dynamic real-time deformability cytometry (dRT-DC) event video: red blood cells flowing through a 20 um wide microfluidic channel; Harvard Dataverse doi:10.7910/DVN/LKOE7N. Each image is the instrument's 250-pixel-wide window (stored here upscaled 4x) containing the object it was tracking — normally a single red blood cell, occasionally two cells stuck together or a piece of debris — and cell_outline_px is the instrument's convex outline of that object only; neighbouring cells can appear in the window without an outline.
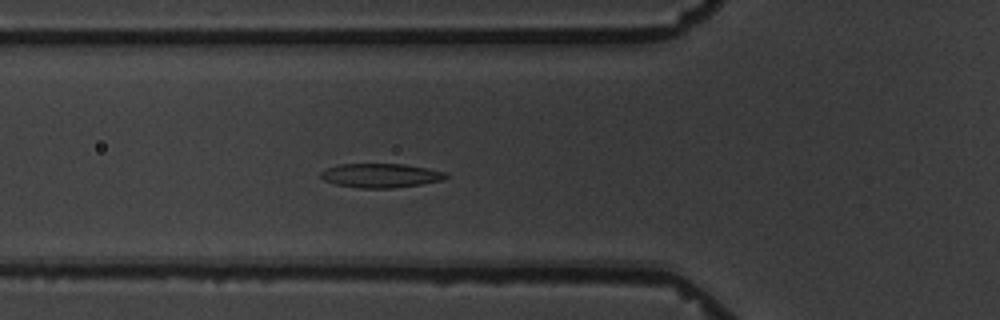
{"species": "common noctule bat (a hibernating species)", "species_latin": "Nyctalus noctula", "temperature_condition": "warm", "stored_images_in_passage": 7, "camera_frame_rate_fps": 3000, "um_per_image_px": 0.085, "animal": {"sex": "male", "body_mass_g": 19.5, "forearm_length_mm": 54.6}, "frame": {"image": 1, "passage_image": 7, "time_ms": 6.667, "image_size_px": [1000, 320], "cell_outline_px": [[448, 176], [444, 180], [420, 184], [392, 188], [360, 188], [336, 184], [324, 180], [320, 176], [320, 172], [324, 168], [340, 164], [404, 164], [428, 168], [444, 172]], "centroid_in_image_um": [32.33, 14.91], "position_along_channel_um": 93.5, "area_um2": 17.57}}